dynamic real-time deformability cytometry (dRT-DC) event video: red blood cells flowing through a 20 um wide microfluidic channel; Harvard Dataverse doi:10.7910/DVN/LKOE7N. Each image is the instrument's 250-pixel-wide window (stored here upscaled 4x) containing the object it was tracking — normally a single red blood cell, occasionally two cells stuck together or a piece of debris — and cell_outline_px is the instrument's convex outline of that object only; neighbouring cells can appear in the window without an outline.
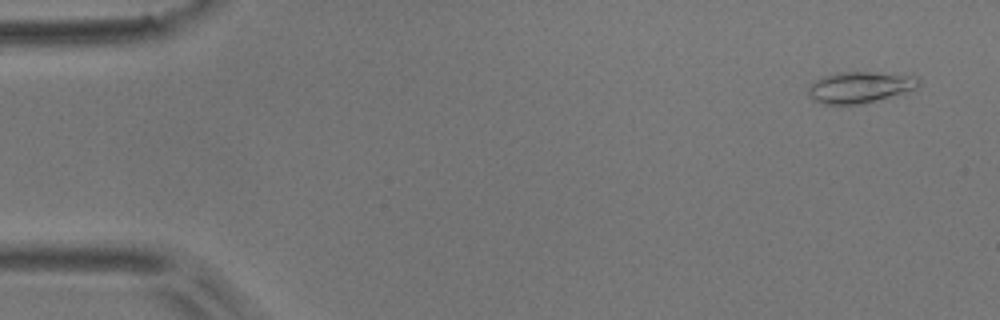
{"species": "common noctule bat (a hibernating species)", "species_latin": "Nyctalus noctula", "temperature_condition": "room temperature", "stored_images_in_passage": 4, "camera_frame_rate_fps": 3000, "um_per_image_px": 0.085, "animal": {"sex": "male", "body_mass_g": 17.9}, "frame": {"image": 1, "passage_image": 1, "time_ms": 0.0, "image_size_px": [1000, 320], "cell_outline_px": [[920, 84], [916, 88], [904, 92], [860, 104], [824, 104], [812, 100], [808, 92], [808, 88], [812, 80], [836, 72], [880, 72], [920, 76]], "centroid_in_image_um": [73.07, 7.39], "position_along_channel_um": 11.9, "area_um2": 20.23}}